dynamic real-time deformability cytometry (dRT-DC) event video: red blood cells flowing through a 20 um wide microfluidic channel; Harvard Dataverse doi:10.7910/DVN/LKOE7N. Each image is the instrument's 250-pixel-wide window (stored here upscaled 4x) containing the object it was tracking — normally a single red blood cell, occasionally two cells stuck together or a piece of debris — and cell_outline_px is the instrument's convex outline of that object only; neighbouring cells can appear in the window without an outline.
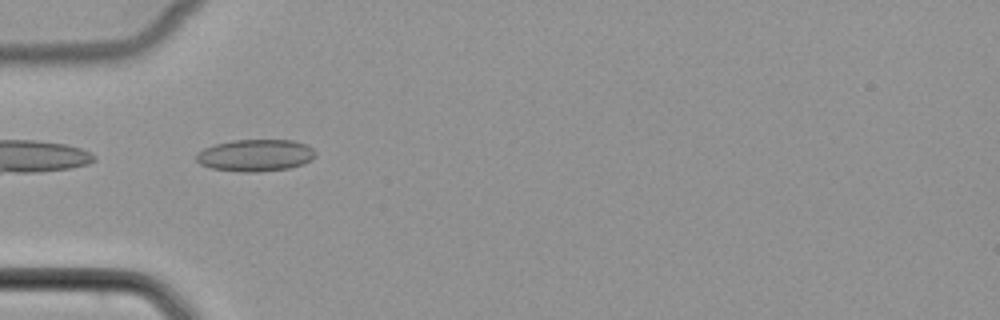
{"species": "common noctule bat (a hibernating species)", "species_latin": "Nyctalus noctula", "temperature_condition": "cold", "stored_images_in_passage": 36, "camera_frame_rate_fps": 3000, "um_per_image_px": 0.085, "animal": {"sex": "female", "body_mass_g": 22.7, "forearm_length_mm": 54.2}, "frame": {"image": 1, "passage_image": 1, "time_ms": 0.0, "image_size_px": [1000, 320], "cell_outline_px": [[316, 156], [312, 160], [304, 164], [288, 168], [256, 172], [244, 172], [212, 168], [200, 164], [196, 160], [196, 152], [204, 148], [216, 144], [232, 140], [292, 140], [304, 144], [312, 148], [316, 152]], "centroid_in_image_um": [21.72, 13.2], "position_along_channel_um": 63.3, "area_um2": 22.2}}
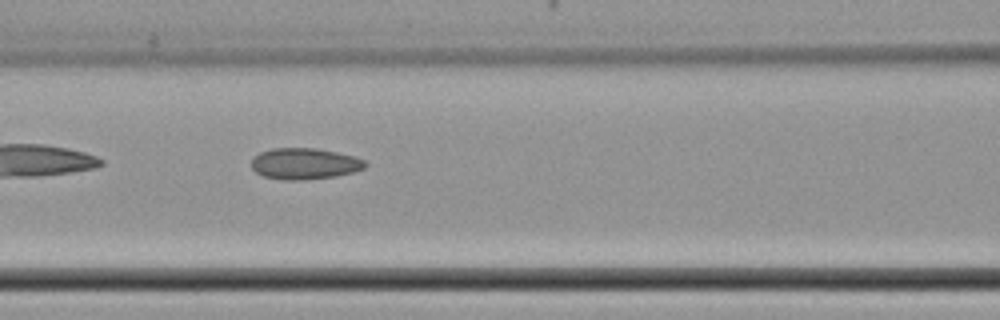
{"frame": {"image": 2, "passage_image": 7, "time_ms": 2.0, "image_size_px": [1000, 320], "cell_outline_px": [[368, 164], [364, 168], [352, 172], [336, 176], [304, 180], [284, 180], [264, 176], [256, 172], [252, 168], [252, 160], [260, 152], [272, 148], [316, 148], [356, 156], [364, 160]], "centroid_in_image_um": [25.91, 13.91], "position_along_channel_um": 140.7, "area_um2": 20.69}}
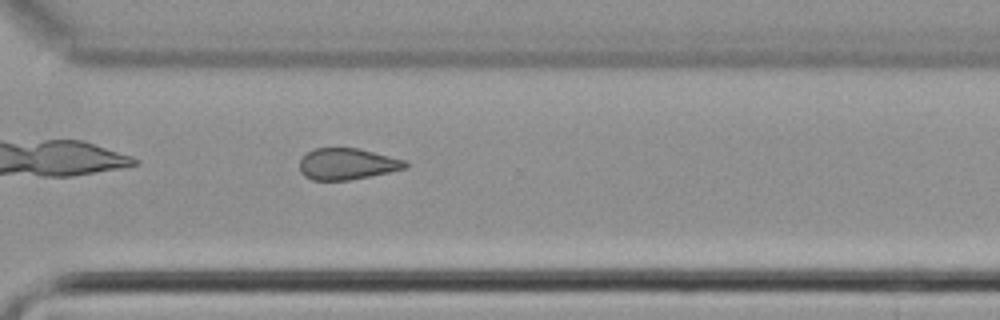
{"frame": {"image": 3, "passage_image": 22, "time_ms": 7.0, "image_size_px": [1000, 320], "cell_outline_px": [[408, 168], [348, 180], [312, 180], [304, 176], [300, 172], [300, 160], [308, 152], [316, 148], [356, 148], [408, 160]], "centroid_in_image_um": [29.52, 13.94], "position_along_channel_um": 341.1, "area_um2": 19.25}}